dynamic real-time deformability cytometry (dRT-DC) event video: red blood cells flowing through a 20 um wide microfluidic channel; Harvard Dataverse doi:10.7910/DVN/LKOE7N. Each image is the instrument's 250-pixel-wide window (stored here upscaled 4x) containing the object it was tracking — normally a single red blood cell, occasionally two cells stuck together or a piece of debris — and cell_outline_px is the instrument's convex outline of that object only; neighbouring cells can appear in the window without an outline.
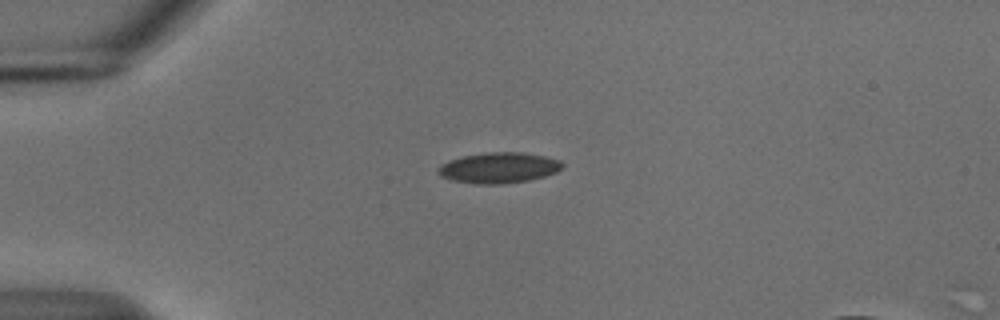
{"species": "common noctule bat (a hibernating species)", "species_latin": "Nyctalus noctula", "temperature_condition": "cold", "stored_images_in_passage": 4, "camera_frame_rate_fps": 3000, "um_per_image_px": 0.085, "animal": {"sex": "male", "body_mass_g": 18.8}, "frame": {"image": 1, "passage_image": 1, "time_ms": 0.0, "image_size_px": [1000, 320], "cell_outline_px": [[564, 168], [556, 172], [544, 176], [528, 180], [500, 184], [476, 184], [452, 180], [440, 176], [436, 172], [440, 164], [448, 160], [464, 156], [488, 152], [520, 152], [544, 156], [560, 160], [564, 164]], "centroid_in_image_um": [42.38, 14.26], "position_along_channel_um": 42.6, "area_um2": 22.25}}